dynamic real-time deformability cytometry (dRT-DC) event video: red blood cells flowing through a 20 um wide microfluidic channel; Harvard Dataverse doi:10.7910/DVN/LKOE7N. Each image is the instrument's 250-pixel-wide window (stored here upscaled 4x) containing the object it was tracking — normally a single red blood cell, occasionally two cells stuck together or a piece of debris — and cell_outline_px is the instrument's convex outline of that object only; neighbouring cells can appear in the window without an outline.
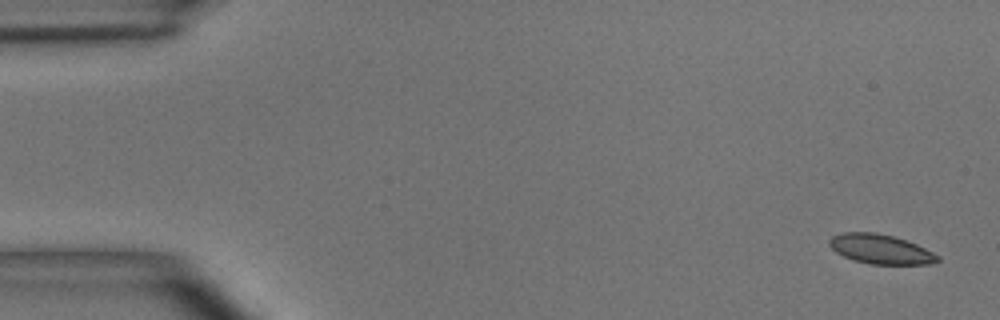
{"species": "common noctule bat (a hibernating species)", "species_latin": "Nyctalus noctula", "temperature_condition": "room temperature", "stored_images_in_passage": 6, "segment_of_instrument_passage": [1, 2], "camera_frame_rate_fps": 3000, "um_per_image_px": 0.085, "animal": {"sex": "male", "body_mass_g": 15.6}, "frame": {"image": 1, "passage_image": 1, "time_ms": 0.0, "image_size_px": [1000, 320], "cell_outline_px": [[940, 260], [928, 264], [868, 264], [852, 260], [836, 252], [828, 244], [828, 240], [832, 236], [840, 232], [876, 232], [892, 236], [916, 244], [940, 256]], "centroid_in_image_um": [74.8, 21.17], "position_along_channel_um": 10.2, "area_um2": 18.61}}